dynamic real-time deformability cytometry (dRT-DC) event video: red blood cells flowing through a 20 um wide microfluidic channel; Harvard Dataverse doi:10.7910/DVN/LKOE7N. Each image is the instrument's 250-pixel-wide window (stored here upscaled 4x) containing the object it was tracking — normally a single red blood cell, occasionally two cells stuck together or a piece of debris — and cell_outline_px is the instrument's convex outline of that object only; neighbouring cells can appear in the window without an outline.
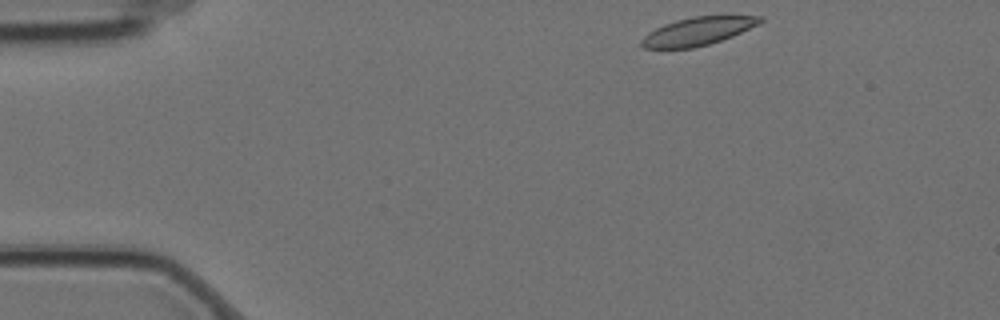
{"species": "Egyptian fruit bat (a non-hibernating species)", "species_latin": "Rousettus aegyptiacus", "temperature_condition": "cold", "stored_images_in_passage": 10, "camera_frame_rate_fps": 3000, "um_per_image_px": 0.085, "animal": {"sex": "female"}, "frame": {"image": 1, "passage_image": 1, "time_ms": 0.0, "image_size_px": [1000, 320], "cell_outline_px": [[764, 20], [732, 36], [708, 44], [692, 48], [644, 48], [640, 44], [640, 40], [648, 32], [664, 24], [676, 20], [692, 16], [764, 16]], "centroid_in_image_um": [59.26, 2.65], "position_along_channel_um": 25.7, "area_um2": 19.07}}
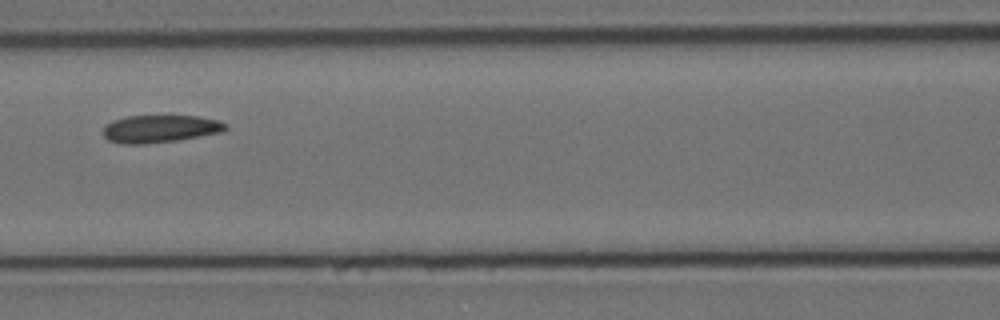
{"frame": {"image": 2, "passage_image": 6, "time_ms": 1.667, "image_size_px": [1000, 320], "cell_outline_px": [[228, 128], [220, 132], [176, 140], [144, 144], [120, 144], [108, 140], [104, 136], [104, 128], [112, 120], [124, 116], [196, 116], [220, 120], [228, 124]], "centroid_in_image_um": [13.6, 10.94], "position_along_channel_um": 153.0, "area_um2": 19.59}}
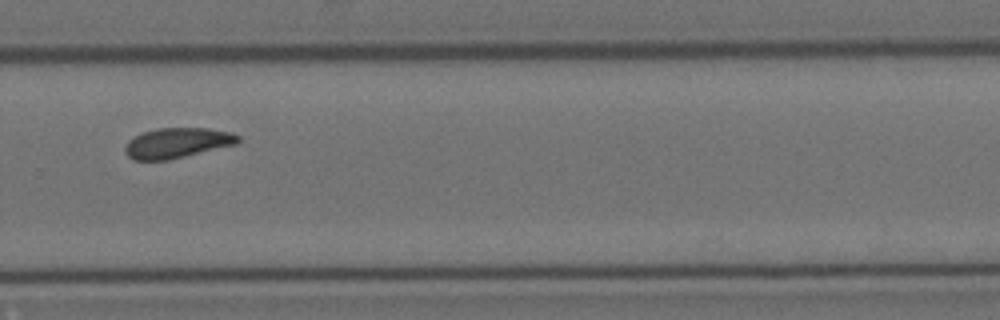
{"frame": {"image": 3, "passage_image": 10, "time_ms": 3.0, "image_size_px": [1000, 320], "cell_outline_px": [[240, 140], [236, 144], [168, 160], [132, 160], [124, 152], [124, 148], [128, 140], [144, 132], [156, 128], [208, 128], [228, 132], [240, 136]], "centroid_in_image_um": [15.03, 12.15], "position_along_channel_um": 314.8, "area_um2": 19.77}}